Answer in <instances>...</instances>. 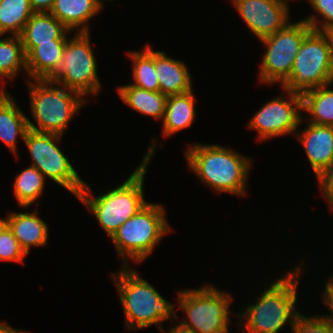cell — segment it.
<instances>
[{
    "instance_id": "26",
    "label": "cell",
    "mask_w": 333,
    "mask_h": 333,
    "mask_svg": "<svg viewBox=\"0 0 333 333\" xmlns=\"http://www.w3.org/2000/svg\"><path fill=\"white\" fill-rule=\"evenodd\" d=\"M45 184L44 175L34 166L16 174L13 189L18 205L29 208L42 195Z\"/></svg>"
},
{
    "instance_id": "8",
    "label": "cell",
    "mask_w": 333,
    "mask_h": 333,
    "mask_svg": "<svg viewBox=\"0 0 333 333\" xmlns=\"http://www.w3.org/2000/svg\"><path fill=\"white\" fill-rule=\"evenodd\" d=\"M178 306L184 311L180 322L196 333H230V305L233 297L215 286L185 289L176 295ZM231 312V313H230Z\"/></svg>"
},
{
    "instance_id": "38",
    "label": "cell",
    "mask_w": 333,
    "mask_h": 333,
    "mask_svg": "<svg viewBox=\"0 0 333 333\" xmlns=\"http://www.w3.org/2000/svg\"><path fill=\"white\" fill-rule=\"evenodd\" d=\"M274 1H276V2H279V3H281V4H283V5H286V6H288L289 7V4H287L288 2V0H274Z\"/></svg>"
},
{
    "instance_id": "19",
    "label": "cell",
    "mask_w": 333,
    "mask_h": 333,
    "mask_svg": "<svg viewBox=\"0 0 333 333\" xmlns=\"http://www.w3.org/2000/svg\"><path fill=\"white\" fill-rule=\"evenodd\" d=\"M29 130L28 117L25 116L15 99L7 92L0 98V139L15 155L17 138L25 139Z\"/></svg>"
},
{
    "instance_id": "6",
    "label": "cell",
    "mask_w": 333,
    "mask_h": 333,
    "mask_svg": "<svg viewBox=\"0 0 333 333\" xmlns=\"http://www.w3.org/2000/svg\"><path fill=\"white\" fill-rule=\"evenodd\" d=\"M165 212L161 204L149 202L112 235L111 240L124 266H130L129 259L143 262L171 231Z\"/></svg>"
},
{
    "instance_id": "24",
    "label": "cell",
    "mask_w": 333,
    "mask_h": 333,
    "mask_svg": "<svg viewBox=\"0 0 333 333\" xmlns=\"http://www.w3.org/2000/svg\"><path fill=\"white\" fill-rule=\"evenodd\" d=\"M146 44L144 50L131 51L128 56L132 59V76L134 83L130 85L156 92L160 91L159 81L154 67V50Z\"/></svg>"
},
{
    "instance_id": "17",
    "label": "cell",
    "mask_w": 333,
    "mask_h": 333,
    "mask_svg": "<svg viewBox=\"0 0 333 333\" xmlns=\"http://www.w3.org/2000/svg\"><path fill=\"white\" fill-rule=\"evenodd\" d=\"M37 214L36 210L32 213L10 212L6 217L9 229L27 255L32 246L44 247L48 242L49 228Z\"/></svg>"
},
{
    "instance_id": "15",
    "label": "cell",
    "mask_w": 333,
    "mask_h": 333,
    "mask_svg": "<svg viewBox=\"0 0 333 333\" xmlns=\"http://www.w3.org/2000/svg\"><path fill=\"white\" fill-rule=\"evenodd\" d=\"M68 30L50 12L34 13L20 36L25 56L39 43H66Z\"/></svg>"
},
{
    "instance_id": "13",
    "label": "cell",
    "mask_w": 333,
    "mask_h": 333,
    "mask_svg": "<svg viewBox=\"0 0 333 333\" xmlns=\"http://www.w3.org/2000/svg\"><path fill=\"white\" fill-rule=\"evenodd\" d=\"M248 29L261 40L290 21L289 7L274 0H231Z\"/></svg>"
},
{
    "instance_id": "16",
    "label": "cell",
    "mask_w": 333,
    "mask_h": 333,
    "mask_svg": "<svg viewBox=\"0 0 333 333\" xmlns=\"http://www.w3.org/2000/svg\"><path fill=\"white\" fill-rule=\"evenodd\" d=\"M154 67L160 92L172 96L192 91V78L187 65L169 57L165 52L154 50Z\"/></svg>"
},
{
    "instance_id": "36",
    "label": "cell",
    "mask_w": 333,
    "mask_h": 333,
    "mask_svg": "<svg viewBox=\"0 0 333 333\" xmlns=\"http://www.w3.org/2000/svg\"><path fill=\"white\" fill-rule=\"evenodd\" d=\"M324 33L327 35L328 40L330 42V47H331L332 56H333V28L324 31Z\"/></svg>"
},
{
    "instance_id": "37",
    "label": "cell",
    "mask_w": 333,
    "mask_h": 333,
    "mask_svg": "<svg viewBox=\"0 0 333 333\" xmlns=\"http://www.w3.org/2000/svg\"><path fill=\"white\" fill-rule=\"evenodd\" d=\"M8 228L7 220L0 218V236Z\"/></svg>"
},
{
    "instance_id": "2",
    "label": "cell",
    "mask_w": 333,
    "mask_h": 333,
    "mask_svg": "<svg viewBox=\"0 0 333 333\" xmlns=\"http://www.w3.org/2000/svg\"><path fill=\"white\" fill-rule=\"evenodd\" d=\"M185 158L197 178L217 193L244 196L251 158L217 144H189Z\"/></svg>"
},
{
    "instance_id": "25",
    "label": "cell",
    "mask_w": 333,
    "mask_h": 333,
    "mask_svg": "<svg viewBox=\"0 0 333 333\" xmlns=\"http://www.w3.org/2000/svg\"><path fill=\"white\" fill-rule=\"evenodd\" d=\"M33 14L29 0H0V35L19 36Z\"/></svg>"
},
{
    "instance_id": "9",
    "label": "cell",
    "mask_w": 333,
    "mask_h": 333,
    "mask_svg": "<svg viewBox=\"0 0 333 333\" xmlns=\"http://www.w3.org/2000/svg\"><path fill=\"white\" fill-rule=\"evenodd\" d=\"M92 47L90 32L74 33V36L67 39L60 66L49 80L83 97L98 94L101 82Z\"/></svg>"
},
{
    "instance_id": "39",
    "label": "cell",
    "mask_w": 333,
    "mask_h": 333,
    "mask_svg": "<svg viewBox=\"0 0 333 333\" xmlns=\"http://www.w3.org/2000/svg\"><path fill=\"white\" fill-rule=\"evenodd\" d=\"M5 93V90L3 88L0 87V98L1 96Z\"/></svg>"
},
{
    "instance_id": "22",
    "label": "cell",
    "mask_w": 333,
    "mask_h": 333,
    "mask_svg": "<svg viewBox=\"0 0 333 333\" xmlns=\"http://www.w3.org/2000/svg\"><path fill=\"white\" fill-rule=\"evenodd\" d=\"M118 94L132 110L163 121L167 96L160 91L152 92L133 85H119Z\"/></svg>"
},
{
    "instance_id": "12",
    "label": "cell",
    "mask_w": 333,
    "mask_h": 333,
    "mask_svg": "<svg viewBox=\"0 0 333 333\" xmlns=\"http://www.w3.org/2000/svg\"><path fill=\"white\" fill-rule=\"evenodd\" d=\"M286 92V98L280 95L265 103L247 123V127L257 131V140L265 141L296 133L303 119L302 95ZM301 113V114H300Z\"/></svg>"
},
{
    "instance_id": "35",
    "label": "cell",
    "mask_w": 333,
    "mask_h": 333,
    "mask_svg": "<svg viewBox=\"0 0 333 333\" xmlns=\"http://www.w3.org/2000/svg\"><path fill=\"white\" fill-rule=\"evenodd\" d=\"M0 333H29V332L25 330L24 331L17 330L16 328L10 326V324L8 325L7 322H0Z\"/></svg>"
},
{
    "instance_id": "33",
    "label": "cell",
    "mask_w": 333,
    "mask_h": 333,
    "mask_svg": "<svg viewBox=\"0 0 333 333\" xmlns=\"http://www.w3.org/2000/svg\"><path fill=\"white\" fill-rule=\"evenodd\" d=\"M56 0H29L30 6L34 13L50 12Z\"/></svg>"
},
{
    "instance_id": "5",
    "label": "cell",
    "mask_w": 333,
    "mask_h": 333,
    "mask_svg": "<svg viewBox=\"0 0 333 333\" xmlns=\"http://www.w3.org/2000/svg\"><path fill=\"white\" fill-rule=\"evenodd\" d=\"M27 85L31 113L37 123L36 126L28 118V126L36 132L63 135L71 119L86 103L80 93L50 80H29Z\"/></svg>"
},
{
    "instance_id": "28",
    "label": "cell",
    "mask_w": 333,
    "mask_h": 333,
    "mask_svg": "<svg viewBox=\"0 0 333 333\" xmlns=\"http://www.w3.org/2000/svg\"><path fill=\"white\" fill-rule=\"evenodd\" d=\"M314 12H317V16L314 14L302 19L304 20L312 30L324 32L333 28V0H307ZM323 17V20L319 22L317 18Z\"/></svg>"
},
{
    "instance_id": "32",
    "label": "cell",
    "mask_w": 333,
    "mask_h": 333,
    "mask_svg": "<svg viewBox=\"0 0 333 333\" xmlns=\"http://www.w3.org/2000/svg\"><path fill=\"white\" fill-rule=\"evenodd\" d=\"M332 278H328V282L325 284V290L323 291L322 294V302L324 303L325 306L328 307L330 310L331 314H326L325 317L326 319L330 320L333 323V275L331 276Z\"/></svg>"
},
{
    "instance_id": "3",
    "label": "cell",
    "mask_w": 333,
    "mask_h": 333,
    "mask_svg": "<svg viewBox=\"0 0 333 333\" xmlns=\"http://www.w3.org/2000/svg\"><path fill=\"white\" fill-rule=\"evenodd\" d=\"M303 264L299 262L300 266L293 268L294 272L290 269L289 273L275 279L258 295L254 304L246 306L241 314H235L240 317L238 326L244 333H278L286 324L293 323L300 314L295 308Z\"/></svg>"
},
{
    "instance_id": "27",
    "label": "cell",
    "mask_w": 333,
    "mask_h": 333,
    "mask_svg": "<svg viewBox=\"0 0 333 333\" xmlns=\"http://www.w3.org/2000/svg\"><path fill=\"white\" fill-rule=\"evenodd\" d=\"M2 37V35H0ZM26 69V56L23 50L20 36H9L0 39V79H13Z\"/></svg>"
},
{
    "instance_id": "29",
    "label": "cell",
    "mask_w": 333,
    "mask_h": 333,
    "mask_svg": "<svg viewBox=\"0 0 333 333\" xmlns=\"http://www.w3.org/2000/svg\"><path fill=\"white\" fill-rule=\"evenodd\" d=\"M291 326V333H333V323L322 315L304 316L301 313Z\"/></svg>"
},
{
    "instance_id": "14",
    "label": "cell",
    "mask_w": 333,
    "mask_h": 333,
    "mask_svg": "<svg viewBox=\"0 0 333 333\" xmlns=\"http://www.w3.org/2000/svg\"><path fill=\"white\" fill-rule=\"evenodd\" d=\"M297 137L304 146L313 172L318 176L333 160V126L308 122Z\"/></svg>"
},
{
    "instance_id": "11",
    "label": "cell",
    "mask_w": 333,
    "mask_h": 333,
    "mask_svg": "<svg viewBox=\"0 0 333 333\" xmlns=\"http://www.w3.org/2000/svg\"><path fill=\"white\" fill-rule=\"evenodd\" d=\"M60 139H62V135L29 129L23 142L30 152L31 166L37 168L44 177L66 188L77 198L85 181L81 179L74 166L57 145Z\"/></svg>"
},
{
    "instance_id": "10",
    "label": "cell",
    "mask_w": 333,
    "mask_h": 333,
    "mask_svg": "<svg viewBox=\"0 0 333 333\" xmlns=\"http://www.w3.org/2000/svg\"><path fill=\"white\" fill-rule=\"evenodd\" d=\"M311 30L304 20L289 22L283 29L259 40L266 50L259 68V82L281 86L289 78L300 45Z\"/></svg>"
},
{
    "instance_id": "7",
    "label": "cell",
    "mask_w": 333,
    "mask_h": 333,
    "mask_svg": "<svg viewBox=\"0 0 333 333\" xmlns=\"http://www.w3.org/2000/svg\"><path fill=\"white\" fill-rule=\"evenodd\" d=\"M333 84V56L324 32L311 30L302 41L284 91L299 95L317 87Z\"/></svg>"
},
{
    "instance_id": "30",
    "label": "cell",
    "mask_w": 333,
    "mask_h": 333,
    "mask_svg": "<svg viewBox=\"0 0 333 333\" xmlns=\"http://www.w3.org/2000/svg\"><path fill=\"white\" fill-rule=\"evenodd\" d=\"M27 256L21 248L17 239L13 236L9 227L0 236V262L24 263L23 259Z\"/></svg>"
},
{
    "instance_id": "21",
    "label": "cell",
    "mask_w": 333,
    "mask_h": 333,
    "mask_svg": "<svg viewBox=\"0 0 333 333\" xmlns=\"http://www.w3.org/2000/svg\"><path fill=\"white\" fill-rule=\"evenodd\" d=\"M65 44L39 43L35 46L26 55L27 77L30 80H49L60 66Z\"/></svg>"
},
{
    "instance_id": "4",
    "label": "cell",
    "mask_w": 333,
    "mask_h": 333,
    "mask_svg": "<svg viewBox=\"0 0 333 333\" xmlns=\"http://www.w3.org/2000/svg\"><path fill=\"white\" fill-rule=\"evenodd\" d=\"M121 269L111 275V280L119 293L126 329H143L154 324L165 333L161 324L176 319L175 306L160 295L131 265L122 266Z\"/></svg>"
},
{
    "instance_id": "34",
    "label": "cell",
    "mask_w": 333,
    "mask_h": 333,
    "mask_svg": "<svg viewBox=\"0 0 333 333\" xmlns=\"http://www.w3.org/2000/svg\"><path fill=\"white\" fill-rule=\"evenodd\" d=\"M166 333H196L190 327L183 325L181 322L171 328Z\"/></svg>"
},
{
    "instance_id": "20",
    "label": "cell",
    "mask_w": 333,
    "mask_h": 333,
    "mask_svg": "<svg viewBox=\"0 0 333 333\" xmlns=\"http://www.w3.org/2000/svg\"><path fill=\"white\" fill-rule=\"evenodd\" d=\"M193 90L184 94L168 96L162 121V135L171 137L177 132L190 128L196 117Z\"/></svg>"
},
{
    "instance_id": "31",
    "label": "cell",
    "mask_w": 333,
    "mask_h": 333,
    "mask_svg": "<svg viewBox=\"0 0 333 333\" xmlns=\"http://www.w3.org/2000/svg\"><path fill=\"white\" fill-rule=\"evenodd\" d=\"M317 177L322 197L328 201L330 211L333 210V160Z\"/></svg>"
},
{
    "instance_id": "23",
    "label": "cell",
    "mask_w": 333,
    "mask_h": 333,
    "mask_svg": "<svg viewBox=\"0 0 333 333\" xmlns=\"http://www.w3.org/2000/svg\"><path fill=\"white\" fill-rule=\"evenodd\" d=\"M330 85L317 87L302 95V111L309 113L307 118L310 123L333 126V89H328Z\"/></svg>"
},
{
    "instance_id": "1",
    "label": "cell",
    "mask_w": 333,
    "mask_h": 333,
    "mask_svg": "<svg viewBox=\"0 0 333 333\" xmlns=\"http://www.w3.org/2000/svg\"><path fill=\"white\" fill-rule=\"evenodd\" d=\"M152 140L140 165L121 185L96 197L92 194L91 186L85 182L77 197L94 214L97 222L110 238L121 225L148 204L143 190L147 166L154 156L156 145L163 147L161 143H157L158 140L154 138Z\"/></svg>"
},
{
    "instance_id": "18",
    "label": "cell",
    "mask_w": 333,
    "mask_h": 333,
    "mask_svg": "<svg viewBox=\"0 0 333 333\" xmlns=\"http://www.w3.org/2000/svg\"><path fill=\"white\" fill-rule=\"evenodd\" d=\"M103 2L104 0H56L50 13L72 32L75 29L77 32H90L88 21L100 13Z\"/></svg>"
}]
</instances>
